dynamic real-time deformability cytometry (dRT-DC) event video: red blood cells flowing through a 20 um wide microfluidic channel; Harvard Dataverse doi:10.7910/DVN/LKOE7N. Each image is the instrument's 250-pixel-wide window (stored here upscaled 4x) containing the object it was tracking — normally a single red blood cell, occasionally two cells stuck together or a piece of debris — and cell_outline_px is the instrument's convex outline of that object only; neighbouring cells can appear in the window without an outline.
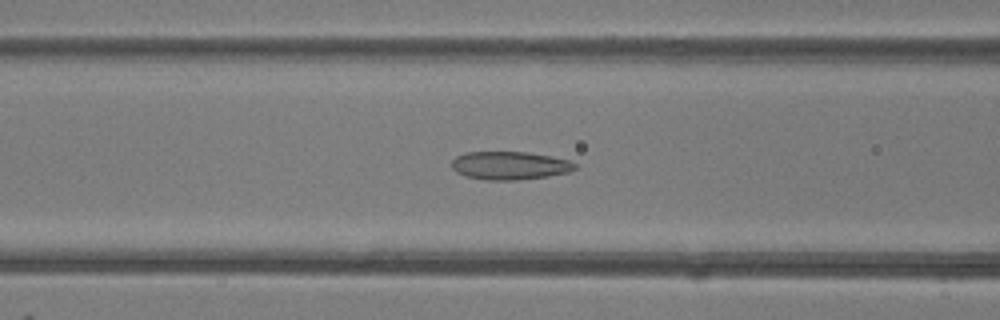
{"species": "common noctule bat (a hibernating species)", "species_latin": "Nyctalus noctula", "temperature_condition": "room temperature", "stored_images_in_passage": 50, "camera_frame_rate_fps": 3000, "um_per_image_px": 0.085, "animal": {"sex": "female"}, "frame": {"image": 1, "passage_image": 20, "time_ms": 6.333, "image_size_px": [1000, 320], "cell_outline_px": [[576, 168], [568, 172], [548, 176], [516, 180], [484, 180], [464, 176], [456, 172], [452, 168], [452, 160], [456, 156], [464, 152], [528, 152], [552, 156], [568, 160], [576, 164]], "centroid_in_image_um": [43.29, 14.07], "position_along_channel_um": 123.3, "area_um2": 20.35}}
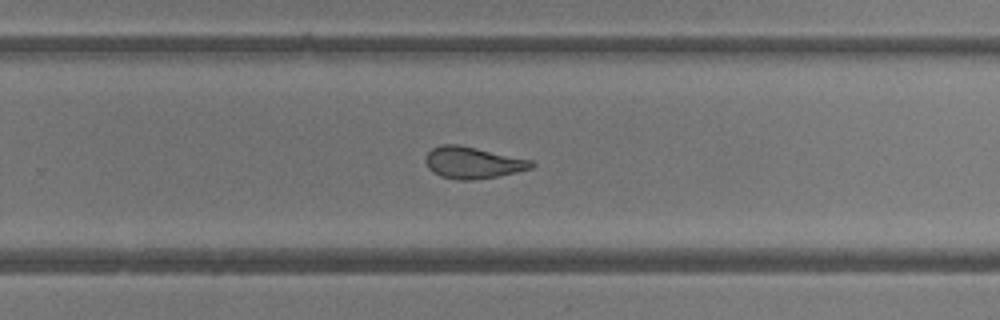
{"frame": {"image": 2, "passage_image": 32, "time_ms": 10.333, "image_size_px": [1000, 320], "cell_outline_px": [[536, 164], [532, 168], [500, 176], [472, 180], [456, 180], [440, 176], [432, 172], [428, 168], [424, 160], [428, 152], [432, 148], [440, 144], [460, 144], [532, 160]], "centroid_in_image_um": [40.17, 13.82], "position_along_channel_um": 289.6, "area_um2": 19.83}}
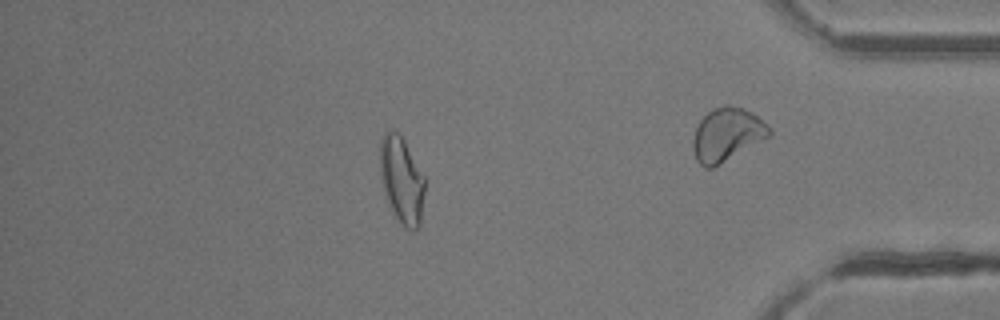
{"frame": {"image": 3, "passage_image": 43, "time_ms": 14.0, "image_size_px": [1000, 320], "cell_outline_px": [[424, 192], [420, 224], [412, 232], [392, 212], [384, 188], [380, 172], [380, 140], [384, 132], [392, 128], [404, 140], [424, 176]], "centroid_in_image_um": [34.14, 15.25], "position_along_channel_um": 401.1, "area_um2": 22.14}, "authors_computed_cell_mechanics": {"area_um2": 22.0218, "velocity_mm_per_s": 4.1629, "shape_relaxation_time_tau1_ms": null, "shape_relaxation_time_tau2_ms": 1.8373, "deformation_change_tau1": null, "deformation_change_tau2": 0.0809}}